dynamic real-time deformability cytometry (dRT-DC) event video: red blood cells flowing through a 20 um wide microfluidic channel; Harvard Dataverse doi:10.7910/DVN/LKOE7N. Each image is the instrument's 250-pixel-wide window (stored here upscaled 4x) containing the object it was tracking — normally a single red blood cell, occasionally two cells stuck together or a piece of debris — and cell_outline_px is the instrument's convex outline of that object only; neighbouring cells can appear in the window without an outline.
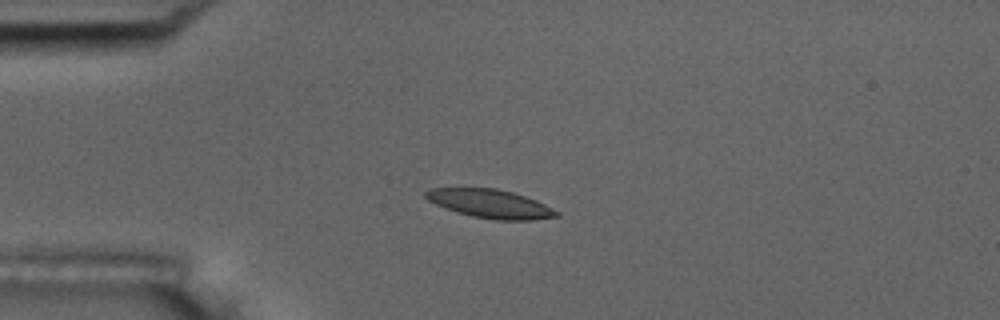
{"species": "common noctule bat (a hibernating species)", "species_latin": "Nyctalus noctula", "temperature_condition": "room temperature", "stored_images_in_passage": 4, "camera_frame_rate_fps": 3000, "um_per_image_px": 0.085, "animal": {"sex": "male", "body_mass_g": 17.5, "forearm_length_mm": 52.3}, "frame": {"image": 1, "passage_image": 1, "time_ms": 0.0, "image_size_px": [1000, 320], "cell_outline_px": [[560, 216], [532, 220], [496, 220], [472, 216], [456, 212], [444, 208], [428, 200], [424, 196], [424, 192], [432, 188], [496, 188], [512, 192], [536, 200], [560, 212]], "centroid_in_image_um": [41.67, 17.32], "position_along_channel_um": 43.3, "area_um2": 21.79}}